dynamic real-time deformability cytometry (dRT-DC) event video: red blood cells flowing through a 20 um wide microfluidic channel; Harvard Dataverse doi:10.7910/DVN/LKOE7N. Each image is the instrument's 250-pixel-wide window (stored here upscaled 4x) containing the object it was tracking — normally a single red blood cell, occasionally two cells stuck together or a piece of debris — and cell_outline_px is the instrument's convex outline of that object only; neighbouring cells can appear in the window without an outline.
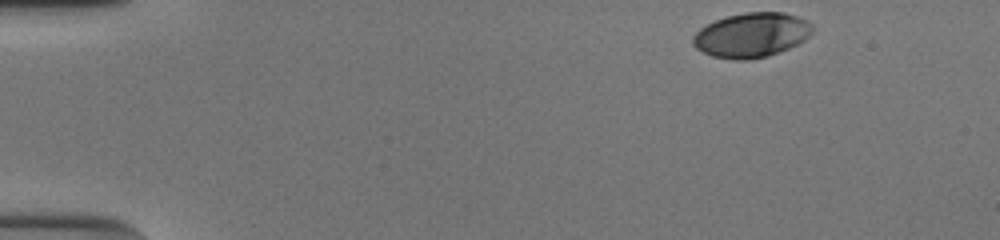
{"species": "human", "species_latin": "Homo sapiens", "temperature_condition": "cold", "stored_images_in_passage": 41, "camera_frame_rate_fps": 3000, "um_per_image_px": 0.085, "donor": {"sex": "male"}, "frame": {"image": 1, "passage_image": 1, "time_ms": 0.0, "image_size_px": [1000, 240], "cell_outline_px": [[812, 32], [804, 40], [788, 48], [768, 56], [748, 60], [736, 60], [712, 56], [696, 48], [692, 44], [692, 36], [700, 28], [724, 16], [744, 12], [784, 12], [808, 20], [812, 24]], "centroid_in_image_um": [63.86, 2.97], "position_along_channel_um": 21.1, "area_um2": 31.1}}
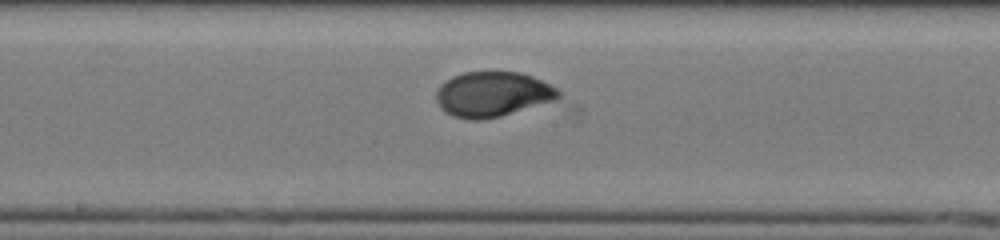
{"frame": {"image": 2, "passage_image": 24, "time_ms": 7.667, "image_size_px": [1000, 240], "cell_outline_px": [[560, 96], [556, 100], [500, 116], [484, 120], [468, 120], [452, 116], [440, 108], [436, 100], [436, 92], [440, 84], [452, 76], [464, 72], [520, 72], [532, 76], [556, 88], [560, 92]], "centroid_in_image_um": [41.83, 8.02], "position_along_channel_um": 206.4, "area_um2": 32.14}}
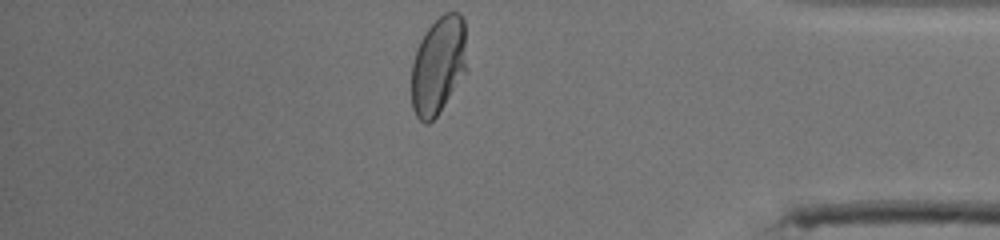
{"frame": {"image": 3, "passage_image": 41, "time_ms": 13.333, "image_size_px": [1000, 240], "cell_outline_px": [[468, 68], [436, 116], [428, 124], [424, 124], [416, 116], [412, 108], [412, 60], [416, 48], [424, 32], [444, 12], [460, 12], [464, 20]], "centroid_in_image_um": [37.26, 5.53], "position_along_channel_um": 397.9, "area_um2": 31.79}, "authors_computed_cell_mechanics": {"area_um2": 31.79, "velocity_mm_per_s": 3.8363, "shape_relaxation_time_tau1_ms": 3.4419, "shape_relaxation_time_tau2_ms": null, "deformation_change_tau1": 0.1798, "deformation_change_tau2": null}}